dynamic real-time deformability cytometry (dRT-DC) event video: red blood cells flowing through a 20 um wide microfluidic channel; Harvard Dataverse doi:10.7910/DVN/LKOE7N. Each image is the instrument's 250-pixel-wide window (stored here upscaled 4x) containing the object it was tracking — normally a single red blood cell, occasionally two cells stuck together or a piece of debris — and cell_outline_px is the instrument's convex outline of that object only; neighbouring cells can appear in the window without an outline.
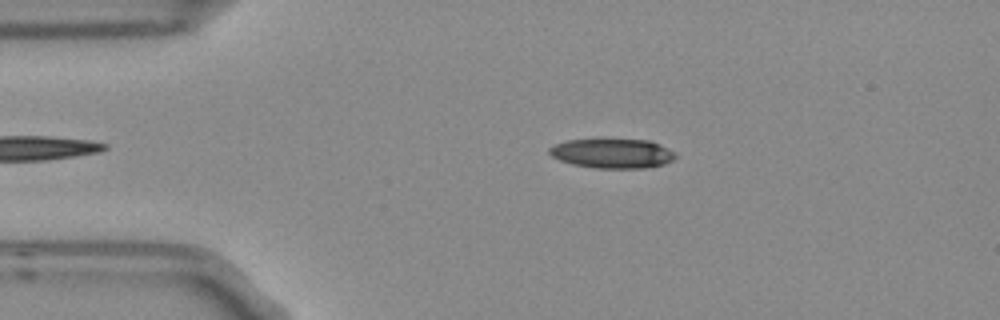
{"species": "Egyptian fruit bat (a non-hibernating species)", "species_latin": "Rousettus aegyptiacus", "temperature_condition": "room temperature", "stored_images_in_passage": 4, "camera_frame_rate_fps": 3000, "um_per_image_px": 0.085, "frame": {"image": 1, "passage_image": 3, "time_ms": 0.667, "image_size_px": [1000, 320], "cell_outline_px": [[676, 156], [672, 160], [664, 164], [648, 168], [596, 168], [572, 164], [560, 160], [552, 156], [548, 152], [548, 148], [556, 144], [568, 140], [648, 140], [660, 144], [672, 152]], "centroid_in_image_um": [52.04, 13.05], "position_along_channel_um": 33.0, "area_um2": 21.39}}